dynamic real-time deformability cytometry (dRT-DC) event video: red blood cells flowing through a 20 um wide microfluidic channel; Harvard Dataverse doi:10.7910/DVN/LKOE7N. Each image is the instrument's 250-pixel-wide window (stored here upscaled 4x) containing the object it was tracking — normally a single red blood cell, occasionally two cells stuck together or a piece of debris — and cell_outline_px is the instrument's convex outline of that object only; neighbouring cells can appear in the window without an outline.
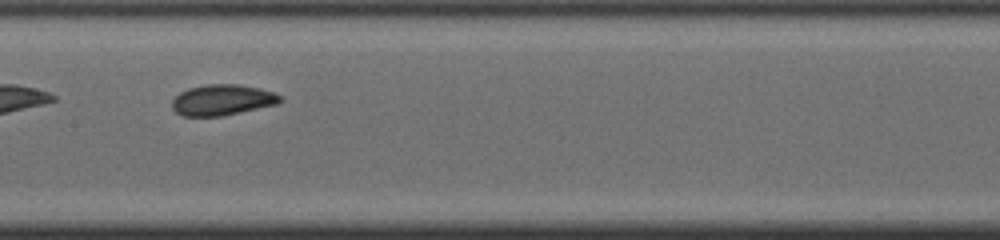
{"species": "common noctule bat (a hibernating species)", "species_latin": "Nyctalus noctula", "temperature_condition": "cold", "stored_images_in_passage": 19, "camera_frame_rate_fps": 3000, "um_per_image_px": 0.085, "animal": {"sex": "male", "body_mass_g": 19.0, "forearm_length_mm": 50.8}, "frame": {"image": 1, "passage_image": 11, "time_ms": 3.333, "image_size_px": [1000, 240], "cell_outline_px": [[284, 100], [280, 104], [220, 116], [184, 116], [176, 112], [172, 108], [172, 100], [180, 92], [188, 88], [208, 84], [240, 84], [260, 88], [272, 92], [280, 96]], "centroid_in_image_um": [18.92, 8.49], "position_along_channel_um": 188.5, "area_um2": 19.48}}
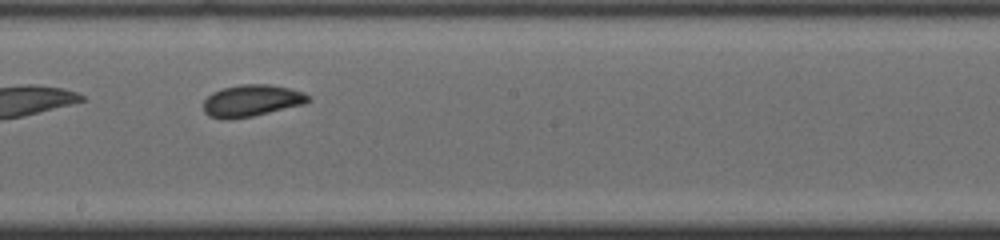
{"frame": {"image": 2, "passage_image": 14, "time_ms": 4.333, "image_size_px": [1000, 240], "cell_outline_px": [[312, 100], [304, 104], [252, 116], [228, 120], [208, 116], [204, 112], [204, 100], [212, 92], [224, 88], [240, 84], [268, 84], [292, 88], [304, 92]], "centroid_in_image_um": [21.39, 8.55], "position_along_channel_um": 226.8, "area_um2": 19.48}}